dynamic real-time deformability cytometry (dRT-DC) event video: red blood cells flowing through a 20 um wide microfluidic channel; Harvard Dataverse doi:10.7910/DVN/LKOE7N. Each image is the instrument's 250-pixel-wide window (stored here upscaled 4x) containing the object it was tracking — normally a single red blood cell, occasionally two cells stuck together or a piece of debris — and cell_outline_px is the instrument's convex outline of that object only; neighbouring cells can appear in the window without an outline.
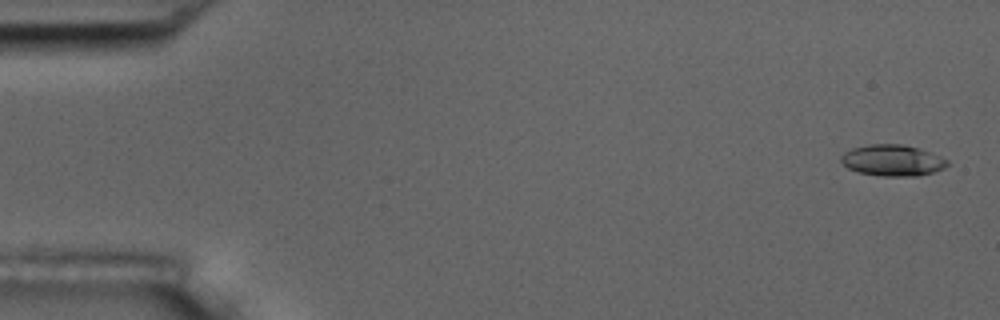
{"species": "common noctule bat (a hibernating species)", "species_latin": "Nyctalus noctula", "temperature_condition": "room temperature", "stored_images_in_passage": 4, "camera_frame_rate_fps": 3000, "um_per_image_px": 0.085, "animal": {"sex": "male", "body_mass_g": 17.5, "forearm_length_mm": 52.3}, "frame": {"image": 1, "passage_image": 1, "time_ms": 0.0, "image_size_px": [1000, 320], "cell_outline_px": [[948, 164], [944, 168], [932, 172], [916, 176], [880, 176], [856, 172], [848, 168], [840, 160], [840, 156], [844, 152], [852, 148], [868, 144], [904, 144], [940, 156], [948, 160]], "centroid_in_image_um": [75.81, 13.63], "position_along_channel_um": 9.2, "area_um2": 19.31}}
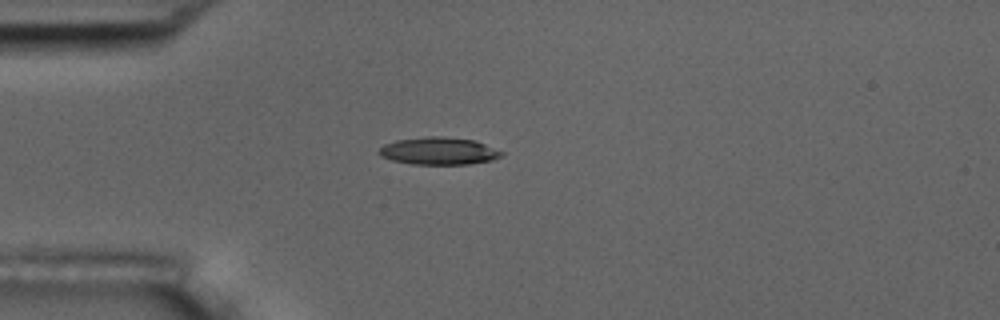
{"frame": {"image": 2, "passage_image": 4, "time_ms": 4.333, "image_size_px": [1000, 320], "cell_outline_px": [[504, 156], [492, 160], [468, 164], [412, 164], [392, 160], [380, 156], [376, 152], [384, 144], [396, 140], [428, 136], [440, 136], [472, 140], [484, 144], [504, 152]], "centroid_in_image_um": [37.27, 12.84], "position_along_channel_um": 47.7, "area_um2": 19.54}}